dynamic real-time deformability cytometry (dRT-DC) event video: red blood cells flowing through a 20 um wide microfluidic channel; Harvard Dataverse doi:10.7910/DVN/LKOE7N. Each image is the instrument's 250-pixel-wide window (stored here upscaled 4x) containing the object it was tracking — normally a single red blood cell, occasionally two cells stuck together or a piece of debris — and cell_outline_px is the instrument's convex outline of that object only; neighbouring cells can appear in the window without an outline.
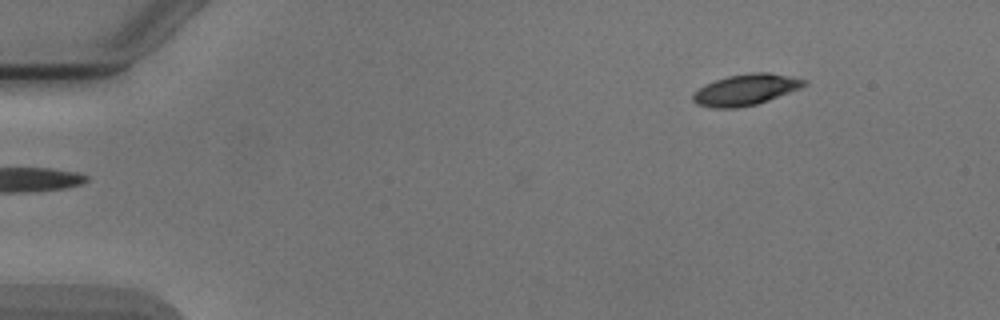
{"species": "Egyptian fruit bat (a non-hibernating species)", "species_latin": "Rousettus aegyptiacus", "temperature_condition": "cold", "stored_images_in_passage": 2, "camera_frame_rate_fps": 3000, "um_per_image_px": 0.085, "animal": {"sex": "male"}, "frame": {"image": 1, "passage_image": 2, "time_ms": 1.333, "image_size_px": [1000, 320], "cell_outline_px": [[808, 84], [800, 88], [768, 100], [756, 104], [736, 108], [712, 108], [696, 104], [692, 100], [692, 96], [704, 84], [728, 76], [752, 72], [768, 72], [808, 80]], "centroid_in_image_um": [63.38, 7.62], "position_along_channel_um": 21.6, "area_um2": 20.0}}